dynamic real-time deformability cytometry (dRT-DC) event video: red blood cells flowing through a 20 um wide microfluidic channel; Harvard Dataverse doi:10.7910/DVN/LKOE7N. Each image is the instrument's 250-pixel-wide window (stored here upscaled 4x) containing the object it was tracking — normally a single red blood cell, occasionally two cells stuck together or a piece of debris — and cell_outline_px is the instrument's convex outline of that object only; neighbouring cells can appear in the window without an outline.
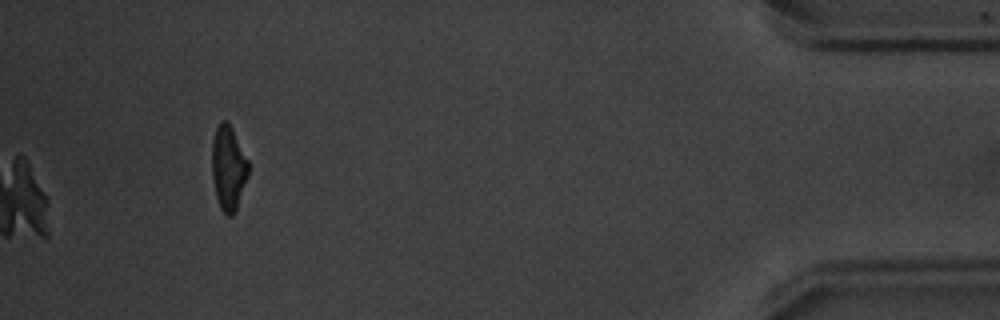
{"species": "common noctule bat (a hibernating species)", "species_latin": "Nyctalus noctula", "temperature_condition": "warm", "stored_images_in_passage": 46, "camera_frame_rate_fps": 3000, "um_per_image_px": 0.085, "animal": {"sex": "male", "body_mass_g": 20.1, "forearm_length_mm": 53.5}, "frame": {"image": 1, "passage_image": 46, "time_ms": 15.0, "image_size_px": [1000, 320], "cell_outline_px": [[248, 176], [236, 208], [232, 216], [228, 216], [220, 208], [216, 196], [212, 176], [212, 140], [216, 128], [220, 120], [224, 120], [232, 128], [248, 160]], "centroid_in_image_um": [19.4, 14.26], "position_along_channel_um": 415.8, "area_um2": 17.74}}